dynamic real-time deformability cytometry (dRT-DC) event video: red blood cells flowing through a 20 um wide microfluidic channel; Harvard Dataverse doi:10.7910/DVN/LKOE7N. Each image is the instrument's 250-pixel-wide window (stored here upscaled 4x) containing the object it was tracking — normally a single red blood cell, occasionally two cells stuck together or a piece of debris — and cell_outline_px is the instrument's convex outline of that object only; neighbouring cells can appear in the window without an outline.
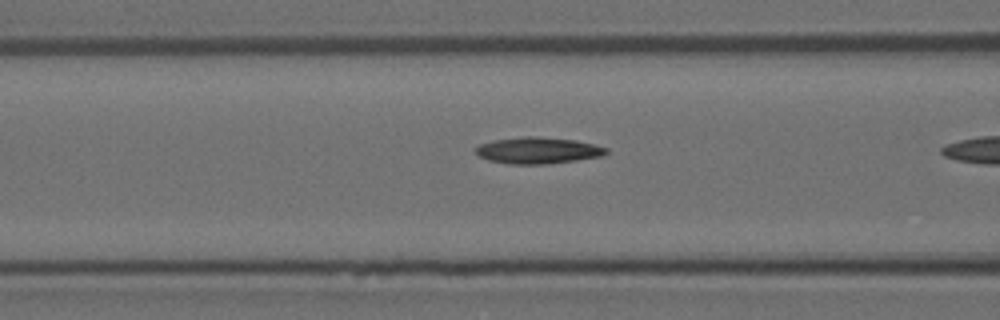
{"species": "Egyptian fruit bat (a non-hibernating species)", "species_latin": "Rousettus aegyptiacus", "temperature_condition": "room temperature", "stored_images_in_passage": 5, "segment_of_instrument_passage": [1, 2], "camera_frame_rate_fps": 3000, "um_per_image_px": 0.085, "animal": {"sex": "female"}, "frame": {"image": 1, "passage_image": 3, "time_ms": 0.667, "image_size_px": [1000, 320], "cell_outline_px": [[608, 152], [600, 156], [576, 160], [544, 164], [512, 164], [488, 160], [480, 156], [476, 152], [476, 148], [480, 144], [492, 140], [524, 136], [536, 136], [576, 140], [608, 148]], "centroid_in_image_um": [45.71, 12.78], "position_along_channel_um": 120.9, "area_um2": 19.94}}